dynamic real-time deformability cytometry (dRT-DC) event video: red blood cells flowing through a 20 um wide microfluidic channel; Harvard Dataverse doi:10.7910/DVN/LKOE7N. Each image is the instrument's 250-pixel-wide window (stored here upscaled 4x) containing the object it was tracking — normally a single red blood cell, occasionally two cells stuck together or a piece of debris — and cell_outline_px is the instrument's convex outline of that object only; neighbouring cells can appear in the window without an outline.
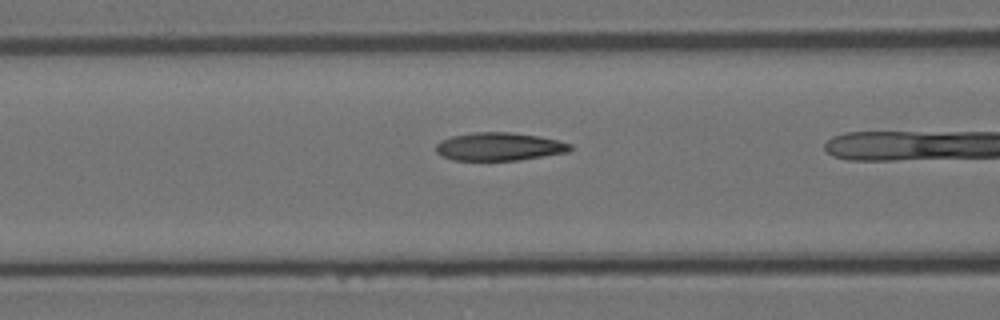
{"species": "Egyptian fruit bat (a non-hibernating species)", "species_latin": "Rousettus aegyptiacus", "temperature_condition": "room temperature", "stored_images_in_passage": 10, "camera_frame_rate_fps": 3000, "um_per_image_px": 0.085, "animal": {"sex": "female"}, "frame": {"image": 1, "passage_image": 9, "time_ms": 2.667, "image_size_px": [1000, 320], "cell_outline_px": [[572, 148], [568, 152], [520, 160], [452, 160], [440, 156], [436, 152], [436, 144], [440, 140], [452, 136], [476, 132], [508, 132], [540, 136], [572, 144]], "centroid_in_image_um": [42.41, 12.46], "position_along_channel_um": 124.2, "area_um2": 22.02}}